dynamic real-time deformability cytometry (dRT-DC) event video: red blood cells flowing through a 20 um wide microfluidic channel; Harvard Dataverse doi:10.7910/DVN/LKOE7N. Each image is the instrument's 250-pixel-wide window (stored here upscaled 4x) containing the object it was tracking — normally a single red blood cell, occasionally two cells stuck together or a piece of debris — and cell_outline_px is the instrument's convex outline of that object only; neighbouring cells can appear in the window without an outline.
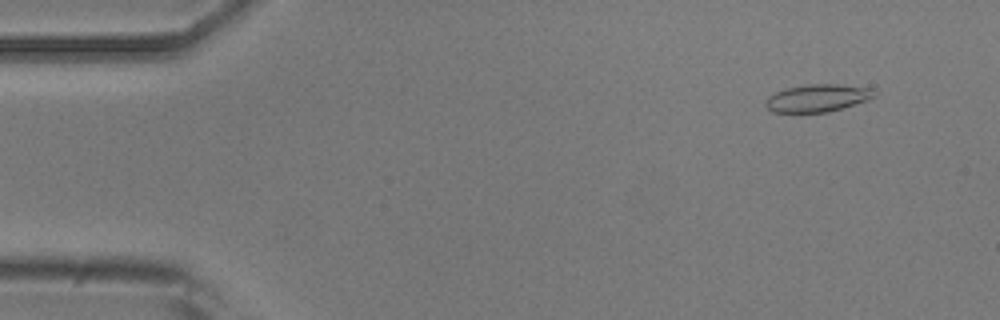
{"species": "common noctule bat (a hibernating species)", "species_latin": "Nyctalus noctula", "temperature_condition": "room temperature", "stored_images_in_passage": 5, "camera_frame_rate_fps": 3000, "um_per_image_px": 0.085, "animal": {"sex": "male", "body_mass_g": 20.5, "forearm_length_mm": 52.5}, "frame": {"image": 1, "passage_image": 2, "time_ms": 1.333, "image_size_px": [1000, 320], "cell_outline_px": [[876, 96], [868, 100], [828, 112], [772, 112], [764, 104], [768, 96], [776, 92], [788, 88], [808, 84], [836, 84], [872, 88], [876, 92]], "centroid_in_image_um": [69.5, 8.33], "position_along_channel_um": 15.5, "area_um2": 17.34}}
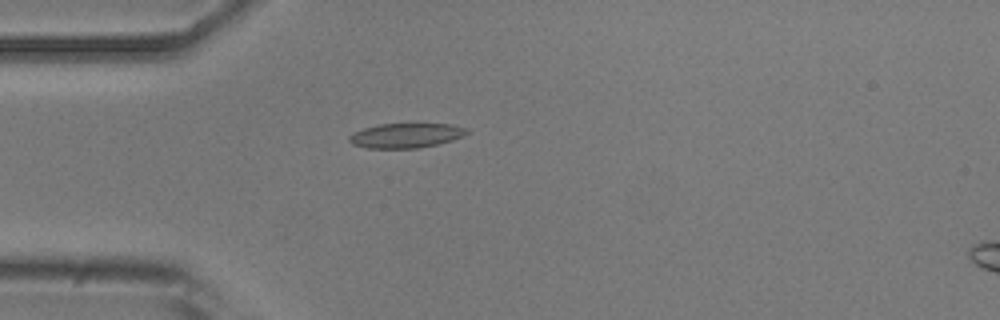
{"frame": {"image": 2, "passage_image": 5, "time_ms": 4.667, "image_size_px": [1000, 320], "cell_outline_px": [[472, 132], [464, 136], [452, 140], [420, 148], [368, 148], [352, 144], [348, 140], [348, 136], [364, 128], [380, 124], [452, 124], [468, 128]], "centroid_in_image_um": [34.56, 11.51], "position_along_channel_um": 50.4, "area_um2": 16.94}}